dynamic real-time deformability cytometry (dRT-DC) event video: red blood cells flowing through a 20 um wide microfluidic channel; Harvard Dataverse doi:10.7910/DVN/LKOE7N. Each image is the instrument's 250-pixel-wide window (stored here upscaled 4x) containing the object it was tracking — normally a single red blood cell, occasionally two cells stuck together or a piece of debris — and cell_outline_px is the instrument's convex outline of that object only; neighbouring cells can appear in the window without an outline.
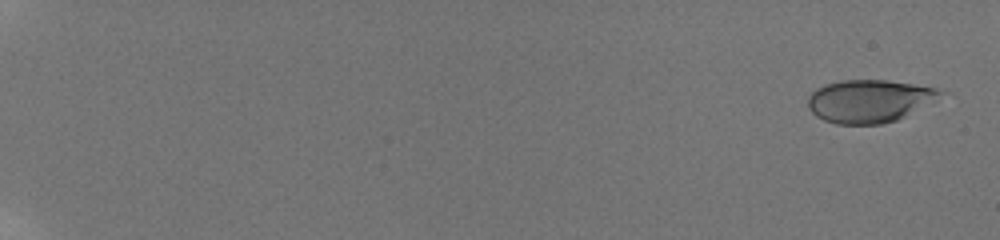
{"species": "human", "species_latin": "Homo sapiens", "temperature_condition": "room temperature", "stored_images_in_passage": 56, "camera_frame_rate_fps": 3000, "um_per_image_px": 0.085, "donor": {"sex": "male"}, "frame": {"image": 1, "passage_image": 2, "time_ms": 0.333, "image_size_px": [1000, 240], "cell_outline_px": [[948, 92], [936, 100], [896, 120], [880, 124], [836, 124], [824, 120], [816, 116], [808, 108], [808, 96], [816, 88], [824, 84], [844, 80], [888, 80], [936, 88]], "centroid_in_image_um": [73.88, 8.58], "position_along_channel_um": 11.1, "area_um2": 33.0}}
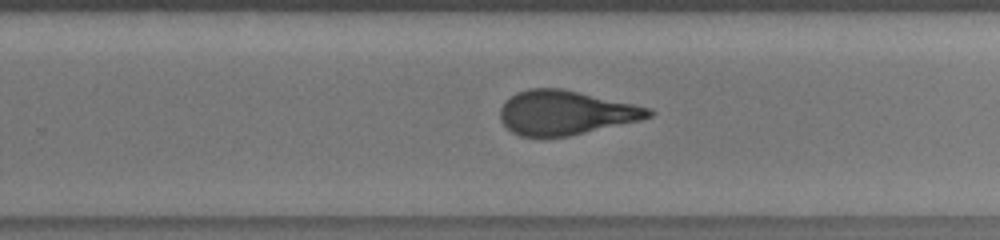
{"frame": {"image": 2, "passage_image": 39, "time_ms": 13.667, "image_size_px": [1000, 240], "cell_outline_px": [[656, 112], [652, 116], [640, 120], [568, 136], [520, 136], [512, 132], [500, 120], [500, 108], [516, 92], [528, 88], [560, 88], [580, 92], [652, 108]], "centroid_in_image_um": [48.09, 9.57], "position_along_channel_um": 281.7, "area_um2": 38.03}}
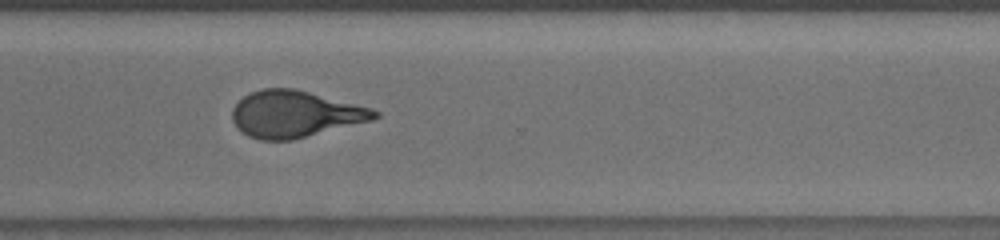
{"frame": {"image": 3, "passage_image": 44, "time_ms": 15.333, "image_size_px": [1000, 240], "cell_outline_px": [[380, 116], [372, 120], [292, 140], [260, 140], [248, 136], [236, 128], [232, 120], [232, 108], [244, 96], [252, 92], [264, 88], [292, 88], [372, 108], [380, 112]], "centroid_in_image_um": [25.05, 9.71], "position_along_channel_um": 345.5, "area_um2": 38.44}, "authors_computed_cell_mechanics": {"area_um2": 37.1943, "velocity_mm_per_s": 3.8245, "shape_relaxation_time_tau1_ms": 5.1158, "shape_relaxation_time_tau2_ms": 0.7982, "deformation_change_tau1": 0.1942, "deformation_change_tau2": 0.0685}}